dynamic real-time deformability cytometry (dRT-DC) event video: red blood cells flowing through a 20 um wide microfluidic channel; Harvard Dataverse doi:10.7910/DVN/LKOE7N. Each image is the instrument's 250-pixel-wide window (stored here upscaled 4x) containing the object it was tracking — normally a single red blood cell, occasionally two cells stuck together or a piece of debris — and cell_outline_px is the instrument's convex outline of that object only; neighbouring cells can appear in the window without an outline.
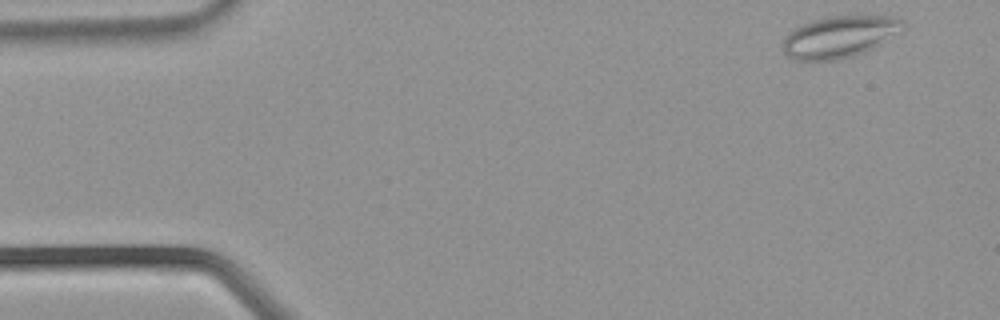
{"species": "common noctule bat (a hibernating species)", "species_latin": "Nyctalus noctula", "temperature_condition": "warm", "stored_images_in_passage": 35, "camera_frame_rate_fps": 3000, "um_per_image_px": 0.085, "animal": {"sex": "male", "body_mass_g": 21.5, "forearm_length_mm": 52.0}, "frame": {"image": 1, "passage_image": 1, "time_ms": 0.0, "image_size_px": [1000, 320], "cell_outline_px": [[908, 24], [904, 28], [872, 48], [864, 52], [852, 56], [836, 60], [796, 60], [788, 56], [784, 52], [784, 40], [788, 32], [812, 20], [828, 16], [892, 16], [904, 20]], "centroid_in_image_um": [71.37, 3.11], "position_along_channel_um": 13.6, "area_um2": 28.84}}
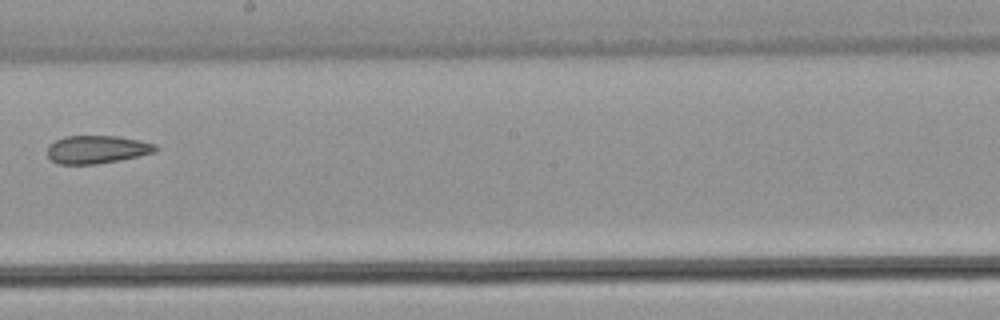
{"frame": {"image": 2, "passage_image": 19, "time_ms": 6.0, "image_size_px": [1000, 320], "cell_outline_px": [[160, 148], [156, 152], [120, 160], [96, 164], [60, 164], [52, 160], [48, 156], [48, 144], [64, 136], [116, 136], [140, 140], [156, 144]], "centroid_in_image_um": [8.27, 12.7], "position_along_channel_um": 239.9, "area_um2": 17.74}}
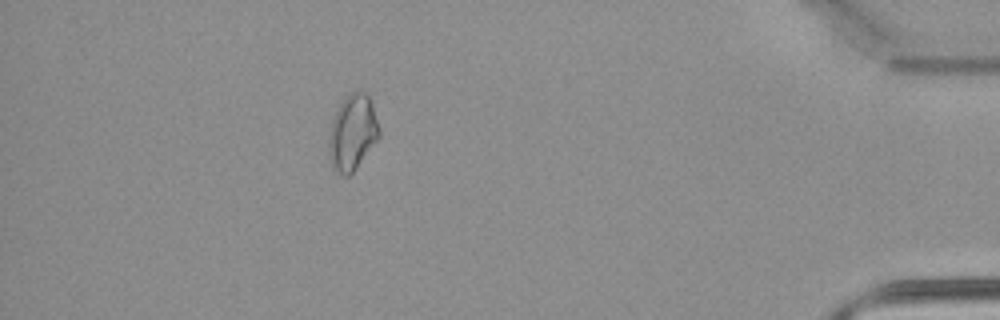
{"frame": {"image": 3, "passage_image": 31, "time_ms": 10.0, "image_size_px": [1000, 320], "cell_outline_px": [[380, 136], [356, 168], [348, 176], [344, 176], [336, 172], [332, 168], [328, 156], [328, 140], [332, 120], [340, 104], [352, 92], [364, 92], [368, 96], [372, 104], [380, 128]], "centroid_in_image_um": [29.95, 11.31], "position_along_channel_um": 405.3, "area_um2": 22.02}}